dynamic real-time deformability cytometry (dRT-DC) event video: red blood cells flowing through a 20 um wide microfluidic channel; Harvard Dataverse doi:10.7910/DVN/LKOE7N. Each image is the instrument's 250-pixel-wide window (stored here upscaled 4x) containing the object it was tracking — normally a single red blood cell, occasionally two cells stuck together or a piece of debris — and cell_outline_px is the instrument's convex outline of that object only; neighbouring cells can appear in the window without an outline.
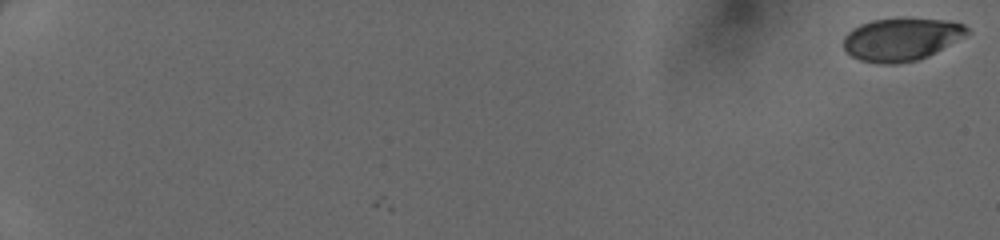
{"species": "human", "species_latin": "Homo sapiens", "temperature_condition": "cold", "stored_images_in_passage": 50, "camera_frame_rate_fps": 3000, "um_per_image_px": 0.085, "donor": {"sex": "female"}, "frame": {"image": 1, "passage_image": 1, "time_ms": 0.0, "image_size_px": [1000, 240], "cell_outline_px": [[972, 32], [928, 56], [916, 60], [896, 64], [880, 64], [860, 60], [852, 56], [844, 48], [844, 36], [852, 28], [860, 24], [872, 20], [948, 20], [964, 24]], "centroid_in_image_um": [76.61, 3.36], "position_along_channel_um": 8.4, "area_um2": 30.29}}
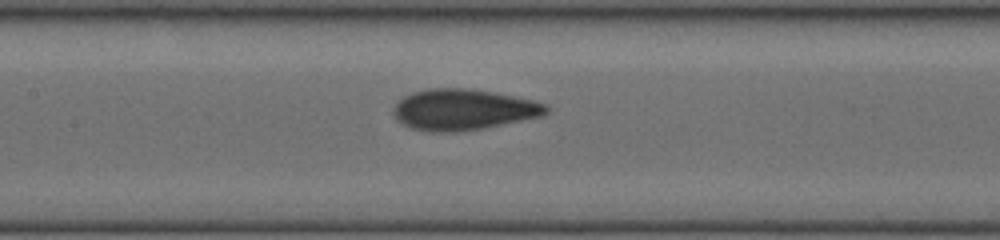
{"frame": {"image": 2, "passage_image": 28, "time_ms": 9.0, "image_size_px": [1000, 240], "cell_outline_px": [[548, 112], [544, 116], [480, 128], [452, 132], [428, 132], [408, 128], [396, 120], [392, 112], [392, 108], [404, 96], [412, 92], [428, 88], [472, 88], [532, 100], [548, 104]], "centroid_in_image_um": [39.33, 9.31], "position_along_channel_um": 168.1, "area_um2": 36.59}}
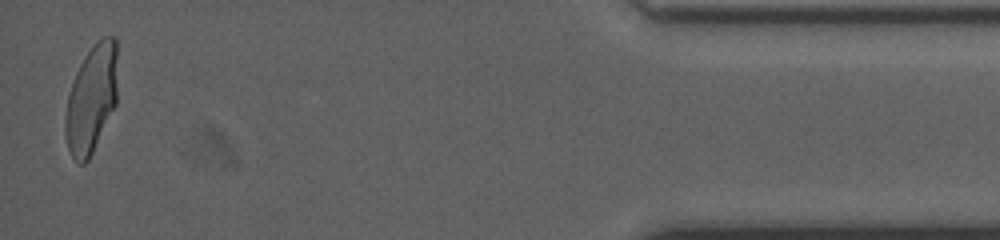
{"frame": {"image": 3, "passage_image": 50, "time_ms": 16.333, "image_size_px": [1000, 240], "cell_outline_px": [[116, 104], [88, 160], [84, 164], [80, 164], [72, 156], [68, 148], [64, 132], [64, 120], [68, 96], [76, 72], [84, 56], [96, 40], [104, 36], [116, 36]], "centroid_in_image_um": [7.76, 8.39], "position_along_channel_um": 427.4, "area_um2": 32.66}}